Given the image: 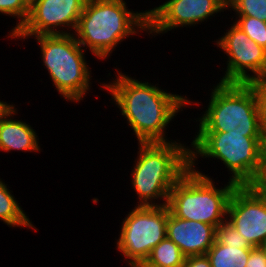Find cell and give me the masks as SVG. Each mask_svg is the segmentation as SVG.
<instances>
[{
	"label": "cell",
	"instance_id": "obj_1",
	"mask_svg": "<svg viewBox=\"0 0 266 267\" xmlns=\"http://www.w3.org/2000/svg\"><path fill=\"white\" fill-rule=\"evenodd\" d=\"M119 69L115 67L117 74L111 81L100 82L99 90L110 93L111 103L119 109L138 143L174 141L166 136L167 128L183 109L192 108L194 104L198 107V100H191L186 94L168 92L158 83H149L145 79L142 82Z\"/></svg>",
	"mask_w": 266,
	"mask_h": 267
},
{
	"label": "cell",
	"instance_id": "obj_2",
	"mask_svg": "<svg viewBox=\"0 0 266 267\" xmlns=\"http://www.w3.org/2000/svg\"><path fill=\"white\" fill-rule=\"evenodd\" d=\"M126 2L86 0L73 35L96 59L105 61L127 38L148 34V15L143 10L129 9Z\"/></svg>",
	"mask_w": 266,
	"mask_h": 267
},
{
	"label": "cell",
	"instance_id": "obj_3",
	"mask_svg": "<svg viewBox=\"0 0 266 267\" xmlns=\"http://www.w3.org/2000/svg\"><path fill=\"white\" fill-rule=\"evenodd\" d=\"M189 144L190 166L198 159L216 160L224 164L230 174L228 181L238 186L256 185L263 170V130L234 129L229 132H195Z\"/></svg>",
	"mask_w": 266,
	"mask_h": 267
},
{
	"label": "cell",
	"instance_id": "obj_4",
	"mask_svg": "<svg viewBox=\"0 0 266 267\" xmlns=\"http://www.w3.org/2000/svg\"><path fill=\"white\" fill-rule=\"evenodd\" d=\"M176 140L137 142V156L133 161V168L130 169V184L138 199L136 205L168 204L172 187L190 168L189 146Z\"/></svg>",
	"mask_w": 266,
	"mask_h": 267
},
{
	"label": "cell",
	"instance_id": "obj_5",
	"mask_svg": "<svg viewBox=\"0 0 266 267\" xmlns=\"http://www.w3.org/2000/svg\"><path fill=\"white\" fill-rule=\"evenodd\" d=\"M198 168L190 166L174 184L167 206L176 217L217 228L227 220L229 200L238 185L228 181L224 186H219L212 176Z\"/></svg>",
	"mask_w": 266,
	"mask_h": 267
},
{
	"label": "cell",
	"instance_id": "obj_6",
	"mask_svg": "<svg viewBox=\"0 0 266 267\" xmlns=\"http://www.w3.org/2000/svg\"><path fill=\"white\" fill-rule=\"evenodd\" d=\"M32 39L39 45L44 69L59 95L75 104L86 99L91 92L92 70L86 61V51L74 35H39Z\"/></svg>",
	"mask_w": 266,
	"mask_h": 267
},
{
	"label": "cell",
	"instance_id": "obj_7",
	"mask_svg": "<svg viewBox=\"0 0 266 267\" xmlns=\"http://www.w3.org/2000/svg\"><path fill=\"white\" fill-rule=\"evenodd\" d=\"M212 87L207 108L202 107V116L193 120L196 132L263 130L259 98L252 84L217 82Z\"/></svg>",
	"mask_w": 266,
	"mask_h": 267
},
{
	"label": "cell",
	"instance_id": "obj_8",
	"mask_svg": "<svg viewBox=\"0 0 266 267\" xmlns=\"http://www.w3.org/2000/svg\"><path fill=\"white\" fill-rule=\"evenodd\" d=\"M122 220L115 250L135 267L167 236L168 206L136 205Z\"/></svg>",
	"mask_w": 266,
	"mask_h": 267
},
{
	"label": "cell",
	"instance_id": "obj_9",
	"mask_svg": "<svg viewBox=\"0 0 266 267\" xmlns=\"http://www.w3.org/2000/svg\"><path fill=\"white\" fill-rule=\"evenodd\" d=\"M223 36L214 40L217 48L226 54V68L218 82L251 84L266 76V50L259 46L234 23Z\"/></svg>",
	"mask_w": 266,
	"mask_h": 267
},
{
	"label": "cell",
	"instance_id": "obj_10",
	"mask_svg": "<svg viewBox=\"0 0 266 267\" xmlns=\"http://www.w3.org/2000/svg\"><path fill=\"white\" fill-rule=\"evenodd\" d=\"M85 3L86 0H30L25 23L12 36L5 37L25 41L39 35L73 34Z\"/></svg>",
	"mask_w": 266,
	"mask_h": 267
},
{
	"label": "cell",
	"instance_id": "obj_11",
	"mask_svg": "<svg viewBox=\"0 0 266 267\" xmlns=\"http://www.w3.org/2000/svg\"><path fill=\"white\" fill-rule=\"evenodd\" d=\"M226 10L227 0H167L145 10L148 15V35L155 38L172 29L197 27Z\"/></svg>",
	"mask_w": 266,
	"mask_h": 267
},
{
	"label": "cell",
	"instance_id": "obj_12",
	"mask_svg": "<svg viewBox=\"0 0 266 267\" xmlns=\"http://www.w3.org/2000/svg\"><path fill=\"white\" fill-rule=\"evenodd\" d=\"M227 221L252 247L266 239V195L255 185L237 186L231 194Z\"/></svg>",
	"mask_w": 266,
	"mask_h": 267
},
{
	"label": "cell",
	"instance_id": "obj_13",
	"mask_svg": "<svg viewBox=\"0 0 266 267\" xmlns=\"http://www.w3.org/2000/svg\"><path fill=\"white\" fill-rule=\"evenodd\" d=\"M166 235L185 257L205 255L216 241L217 228L203 222L176 217L168 207Z\"/></svg>",
	"mask_w": 266,
	"mask_h": 267
},
{
	"label": "cell",
	"instance_id": "obj_14",
	"mask_svg": "<svg viewBox=\"0 0 266 267\" xmlns=\"http://www.w3.org/2000/svg\"><path fill=\"white\" fill-rule=\"evenodd\" d=\"M15 106L13 103L0 117V151L40 153L42 149L36 130L27 121L15 118L18 115Z\"/></svg>",
	"mask_w": 266,
	"mask_h": 267
},
{
	"label": "cell",
	"instance_id": "obj_15",
	"mask_svg": "<svg viewBox=\"0 0 266 267\" xmlns=\"http://www.w3.org/2000/svg\"><path fill=\"white\" fill-rule=\"evenodd\" d=\"M7 186L8 184L0 178V221L11 228L39 231Z\"/></svg>",
	"mask_w": 266,
	"mask_h": 267
},
{
	"label": "cell",
	"instance_id": "obj_16",
	"mask_svg": "<svg viewBox=\"0 0 266 267\" xmlns=\"http://www.w3.org/2000/svg\"><path fill=\"white\" fill-rule=\"evenodd\" d=\"M251 248L226 246L217 239L206 253L211 267H245Z\"/></svg>",
	"mask_w": 266,
	"mask_h": 267
},
{
	"label": "cell",
	"instance_id": "obj_17",
	"mask_svg": "<svg viewBox=\"0 0 266 267\" xmlns=\"http://www.w3.org/2000/svg\"><path fill=\"white\" fill-rule=\"evenodd\" d=\"M185 256L167 236L155 246L146 261L158 267H183Z\"/></svg>",
	"mask_w": 266,
	"mask_h": 267
},
{
	"label": "cell",
	"instance_id": "obj_18",
	"mask_svg": "<svg viewBox=\"0 0 266 267\" xmlns=\"http://www.w3.org/2000/svg\"><path fill=\"white\" fill-rule=\"evenodd\" d=\"M30 0H0V15L16 19V25L8 32L12 36L25 23L29 16Z\"/></svg>",
	"mask_w": 266,
	"mask_h": 267
},
{
	"label": "cell",
	"instance_id": "obj_19",
	"mask_svg": "<svg viewBox=\"0 0 266 267\" xmlns=\"http://www.w3.org/2000/svg\"><path fill=\"white\" fill-rule=\"evenodd\" d=\"M232 23L238 26L250 40L266 50V22L250 16H231ZM235 19L233 20V18Z\"/></svg>",
	"mask_w": 266,
	"mask_h": 267
},
{
	"label": "cell",
	"instance_id": "obj_20",
	"mask_svg": "<svg viewBox=\"0 0 266 267\" xmlns=\"http://www.w3.org/2000/svg\"><path fill=\"white\" fill-rule=\"evenodd\" d=\"M227 10L235 16H250L266 22V0H227Z\"/></svg>",
	"mask_w": 266,
	"mask_h": 267
},
{
	"label": "cell",
	"instance_id": "obj_21",
	"mask_svg": "<svg viewBox=\"0 0 266 267\" xmlns=\"http://www.w3.org/2000/svg\"><path fill=\"white\" fill-rule=\"evenodd\" d=\"M216 239L226 246H242V248H252L250 243L242 236L237 229L227 220L217 227Z\"/></svg>",
	"mask_w": 266,
	"mask_h": 267
},
{
	"label": "cell",
	"instance_id": "obj_22",
	"mask_svg": "<svg viewBox=\"0 0 266 267\" xmlns=\"http://www.w3.org/2000/svg\"><path fill=\"white\" fill-rule=\"evenodd\" d=\"M255 88L261 110V124L266 135V76L251 83Z\"/></svg>",
	"mask_w": 266,
	"mask_h": 267
},
{
	"label": "cell",
	"instance_id": "obj_23",
	"mask_svg": "<svg viewBox=\"0 0 266 267\" xmlns=\"http://www.w3.org/2000/svg\"><path fill=\"white\" fill-rule=\"evenodd\" d=\"M245 267H266V255L260 247H252Z\"/></svg>",
	"mask_w": 266,
	"mask_h": 267
},
{
	"label": "cell",
	"instance_id": "obj_24",
	"mask_svg": "<svg viewBox=\"0 0 266 267\" xmlns=\"http://www.w3.org/2000/svg\"><path fill=\"white\" fill-rule=\"evenodd\" d=\"M183 267H211V264L205 254L186 257Z\"/></svg>",
	"mask_w": 266,
	"mask_h": 267
},
{
	"label": "cell",
	"instance_id": "obj_25",
	"mask_svg": "<svg viewBox=\"0 0 266 267\" xmlns=\"http://www.w3.org/2000/svg\"><path fill=\"white\" fill-rule=\"evenodd\" d=\"M266 195V172H262L256 185Z\"/></svg>",
	"mask_w": 266,
	"mask_h": 267
},
{
	"label": "cell",
	"instance_id": "obj_26",
	"mask_svg": "<svg viewBox=\"0 0 266 267\" xmlns=\"http://www.w3.org/2000/svg\"><path fill=\"white\" fill-rule=\"evenodd\" d=\"M13 104V102L10 104L8 101L4 102L3 100H0V117L7 111V109Z\"/></svg>",
	"mask_w": 266,
	"mask_h": 267
},
{
	"label": "cell",
	"instance_id": "obj_27",
	"mask_svg": "<svg viewBox=\"0 0 266 267\" xmlns=\"http://www.w3.org/2000/svg\"><path fill=\"white\" fill-rule=\"evenodd\" d=\"M135 267H158L152 264H149L146 260L138 263Z\"/></svg>",
	"mask_w": 266,
	"mask_h": 267
},
{
	"label": "cell",
	"instance_id": "obj_28",
	"mask_svg": "<svg viewBox=\"0 0 266 267\" xmlns=\"http://www.w3.org/2000/svg\"><path fill=\"white\" fill-rule=\"evenodd\" d=\"M262 172H266V139L264 143V155H263V170Z\"/></svg>",
	"mask_w": 266,
	"mask_h": 267
},
{
	"label": "cell",
	"instance_id": "obj_29",
	"mask_svg": "<svg viewBox=\"0 0 266 267\" xmlns=\"http://www.w3.org/2000/svg\"><path fill=\"white\" fill-rule=\"evenodd\" d=\"M259 247L266 255V239L261 243V245Z\"/></svg>",
	"mask_w": 266,
	"mask_h": 267
}]
</instances>
